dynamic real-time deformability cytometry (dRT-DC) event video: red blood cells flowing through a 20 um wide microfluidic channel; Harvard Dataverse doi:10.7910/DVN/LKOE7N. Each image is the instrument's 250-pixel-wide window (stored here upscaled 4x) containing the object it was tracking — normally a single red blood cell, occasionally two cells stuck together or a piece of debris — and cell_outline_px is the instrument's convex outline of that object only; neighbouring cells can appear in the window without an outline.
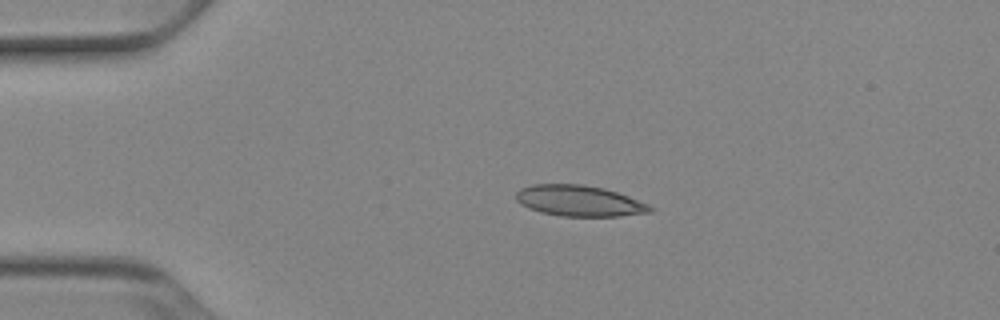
{"species": "Egyptian fruit bat (a non-hibernating species)", "species_latin": "Rousettus aegyptiacus", "temperature_condition": "cold", "stored_images_in_passage": 41, "camera_frame_rate_fps": 3000, "um_per_image_px": 0.085, "animal": {"sex": "female"}, "frame": {"image": 1, "passage_image": 1, "time_ms": 0.0, "image_size_px": [1000, 320], "cell_outline_px": [[652, 212], [620, 216], [560, 216], [540, 212], [528, 208], [520, 204], [516, 200], [516, 192], [520, 188], [532, 184], [584, 184], [604, 188], [628, 196], [648, 204], [652, 208]], "centroid_in_image_um": [49.2, 17.07], "position_along_channel_um": 35.8, "area_um2": 24.22}}
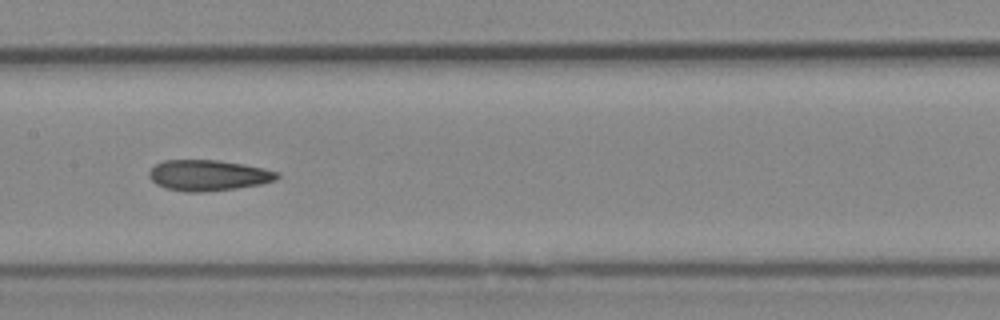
{"frame": {"image": 2, "passage_image": 16, "time_ms": 5.0, "image_size_px": [1000, 320], "cell_outline_px": [[280, 176], [276, 180], [260, 184], [236, 188], [204, 192], [184, 192], [164, 188], [156, 184], [148, 176], [148, 172], [156, 164], [164, 160], [216, 160], [244, 164], [264, 168], [280, 172]], "centroid_in_image_um": [17.7, 14.9], "position_along_channel_um": 189.7, "area_um2": 23.12}}
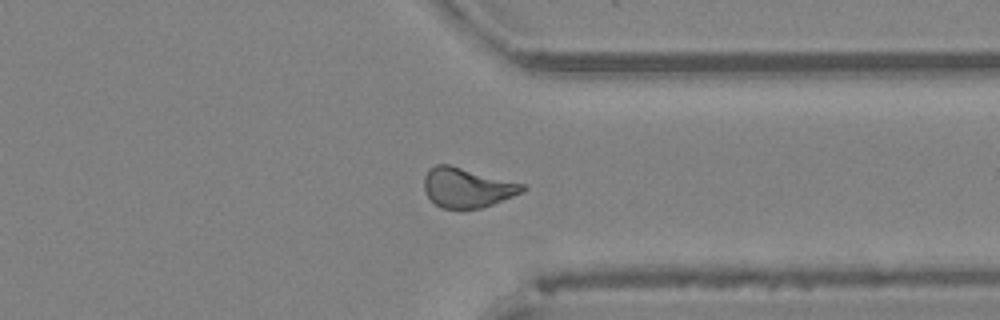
{"frame": {"image": 3, "passage_image": 30, "time_ms": 9.667, "image_size_px": [1000, 320], "cell_outline_px": [[528, 188], [524, 192], [492, 204], [480, 208], [444, 208], [436, 204], [428, 196], [424, 188], [424, 176], [428, 168], [436, 164], [448, 164], [524, 184]], "centroid_in_image_um": [39.7, 15.93], "position_along_channel_um": 371.7, "area_um2": 22.54}, "authors_computed_cell_mechanics": {"area_um2": 22.6576, "velocity_mm_per_s": 3.9004, "shape_relaxation_time_tau1_ms": null, "shape_relaxation_time_tau2_ms": 2.3078, "deformation_change_tau1": null, "deformation_change_tau2": 0.0968}}